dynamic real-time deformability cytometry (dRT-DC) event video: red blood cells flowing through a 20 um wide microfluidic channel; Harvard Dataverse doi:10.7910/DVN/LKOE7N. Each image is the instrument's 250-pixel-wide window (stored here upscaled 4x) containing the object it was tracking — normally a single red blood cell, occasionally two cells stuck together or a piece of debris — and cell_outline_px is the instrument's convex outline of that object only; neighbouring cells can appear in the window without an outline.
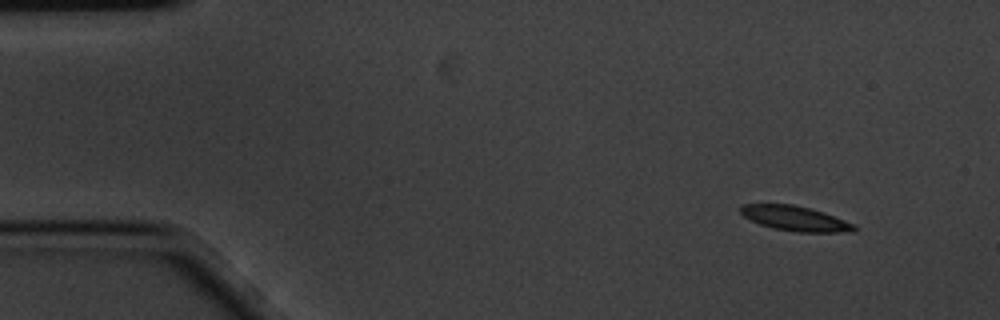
{"species": "common noctule bat (a hibernating species)", "species_latin": "Nyctalus noctula", "temperature_condition": "cold", "stored_images_in_passage": 3, "camera_frame_rate_fps": 3000, "um_per_image_px": 0.085, "animal": {"sex": "male", "body_mass_g": 20.1, "forearm_length_mm": 53.5}, "frame": {"image": 1, "passage_image": 1, "time_ms": 0.0, "image_size_px": [1000, 320], "cell_outline_px": [[856, 232], [796, 232], [772, 228], [760, 224], [744, 216], [740, 212], [740, 204], [792, 204], [824, 212], [856, 224]], "centroid_in_image_um": [67.62, 18.57], "position_along_channel_um": 17.4, "area_um2": 16.53}}